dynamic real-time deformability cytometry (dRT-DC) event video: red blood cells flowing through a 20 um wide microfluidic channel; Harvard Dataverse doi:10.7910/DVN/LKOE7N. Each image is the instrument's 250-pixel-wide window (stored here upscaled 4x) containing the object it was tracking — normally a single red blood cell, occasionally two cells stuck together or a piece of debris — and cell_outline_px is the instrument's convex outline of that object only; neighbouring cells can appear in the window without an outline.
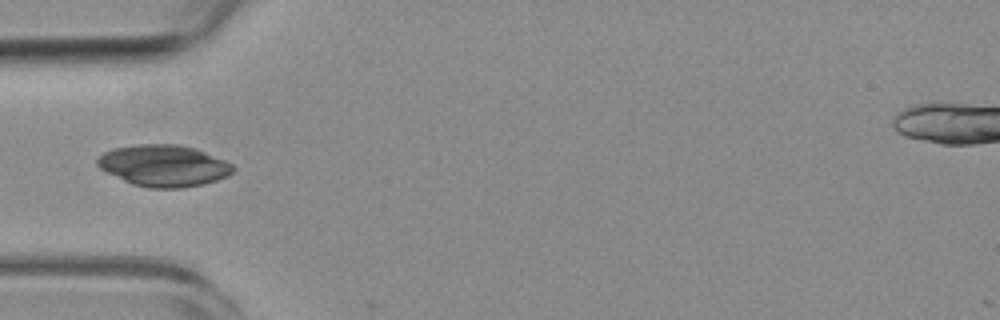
{"species": "common noctule bat (a hibernating species)", "species_latin": "Nyctalus noctula", "temperature_condition": "room temperature", "stored_images_in_passage": 4, "camera_frame_rate_fps": 3000, "um_per_image_px": 0.085, "animal": {"sex": "female", "body_mass_g": 19.3, "forearm_length_mm": 54.1}, "frame": {"image": 1, "passage_image": 3, "time_ms": 2.667, "image_size_px": [1000, 320], "cell_outline_px": [[236, 168], [228, 176], [204, 184], [180, 188], [148, 188], [132, 184], [104, 172], [96, 164], [96, 160], [104, 152], [112, 148], [140, 144], [176, 144], [196, 148], [224, 160], [232, 164]], "centroid_in_image_um": [13.9, 14.08], "position_along_channel_um": 71.1, "area_um2": 33.0}}
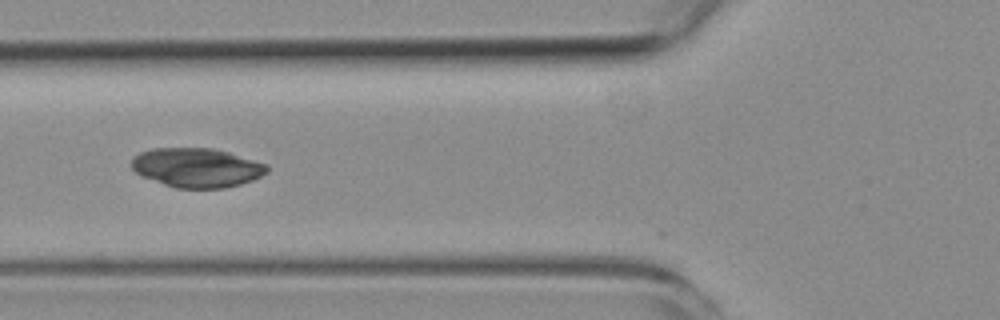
{"frame": {"image": 2, "passage_image": 4, "time_ms": 3.667, "image_size_px": [1000, 320], "cell_outline_px": [[268, 172], [252, 180], [240, 184], [224, 188], [176, 188], [140, 176], [132, 168], [132, 156], [140, 152], [152, 148], [212, 148], [228, 152], [268, 164]], "centroid_in_image_um": [16.71, 14.24], "position_along_channel_um": 109.1, "area_um2": 31.04}}